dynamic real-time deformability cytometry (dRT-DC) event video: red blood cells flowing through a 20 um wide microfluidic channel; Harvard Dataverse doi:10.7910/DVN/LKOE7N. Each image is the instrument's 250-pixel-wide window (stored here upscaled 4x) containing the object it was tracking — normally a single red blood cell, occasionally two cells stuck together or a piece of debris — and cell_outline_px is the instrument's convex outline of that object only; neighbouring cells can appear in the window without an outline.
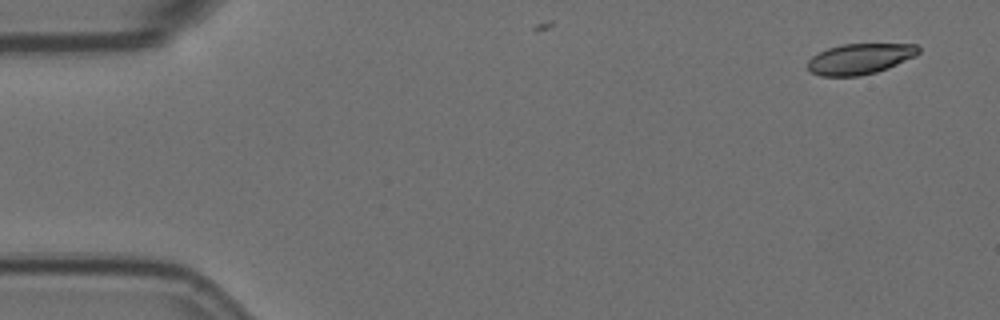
{"species": "Egyptian fruit bat (a non-hibernating species)", "species_latin": "Rousettus aegyptiacus", "temperature_condition": "room temperature", "stored_images_in_passage": 3, "camera_frame_rate_fps": 3000, "um_per_image_px": 0.085, "animal": {"sex": "female"}, "frame": {"image": 1, "passage_image": 1, "time_ms": 0.0, "image_size_px": [1000, 320], "cell_outline_px": [[920, 52], [916, 56], [888, 68], [876, 72], [860, 76], [820, 76], [812, 72], [808, 68], [808, 60], [812, 56], [828, 48], [840, 44], [916, 44], [920, 48]], "centroid_in_image_um": [73.11, 5.0], "position_along_channel_um": 11.9, "area_um2": 19.83}}